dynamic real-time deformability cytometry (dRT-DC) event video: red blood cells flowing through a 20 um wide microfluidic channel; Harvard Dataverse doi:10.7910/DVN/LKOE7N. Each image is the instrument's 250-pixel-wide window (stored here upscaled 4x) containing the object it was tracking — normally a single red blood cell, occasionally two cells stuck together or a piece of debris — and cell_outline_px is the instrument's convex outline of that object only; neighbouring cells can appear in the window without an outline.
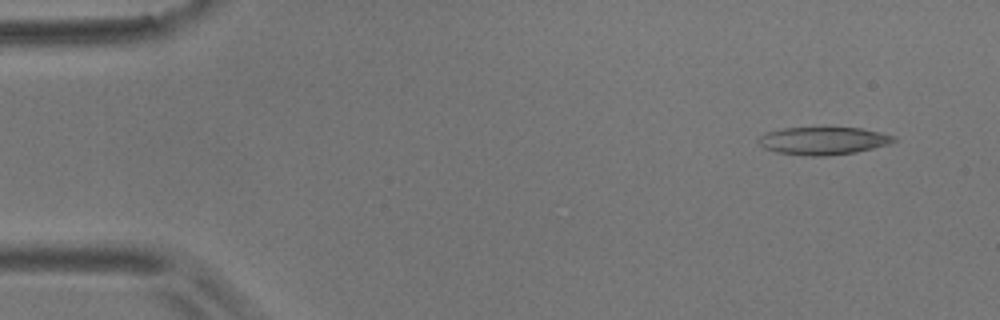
{"species": "common noctule bat (a hibernating species)", "species_latin": "Nyctalus noctula", "temperature_condition": "room temperature", "stored_images_in_passage": 6, "camera_frame_rate_fps": 3000, "um_per_image_px": 0.085, "animal": {"sex": "male", "body_mass_g": 17.9}, "frame": {"image": 1, "passage_image": 2, "time_ms": 0.333, "image_size_px": [1000, 320], "cell_outline_px": [[896, 140], [888, 144], [856, 152], [824, 156], [804, 156], [776, 152], [764, 148], [756, 140], [760, 136], [768, 132], [784, 128], [860, 128], [880, 132], [896, 136]], "centroid_in_image_um": [69.96, 11.97], "position_along_channel_um": 15.0, "area_um2": 21.73}}